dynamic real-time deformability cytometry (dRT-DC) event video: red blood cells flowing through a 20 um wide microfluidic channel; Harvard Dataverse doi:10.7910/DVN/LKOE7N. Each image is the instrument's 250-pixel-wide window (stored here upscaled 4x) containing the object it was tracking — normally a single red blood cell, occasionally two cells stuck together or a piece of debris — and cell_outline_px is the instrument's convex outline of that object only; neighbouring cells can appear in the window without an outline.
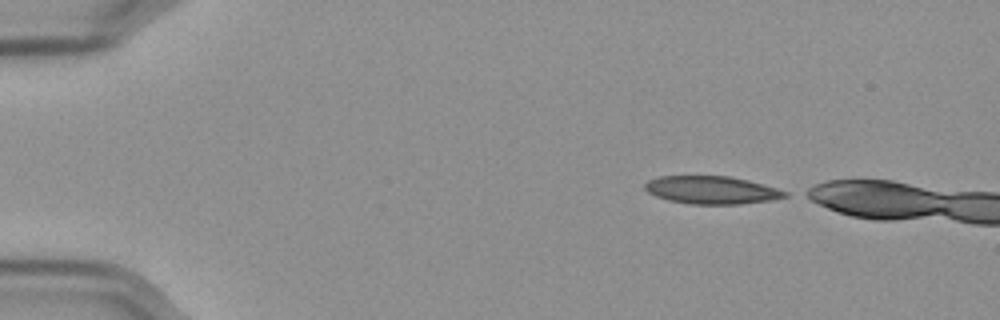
{"species": "Egyptian fruit bat (a non-hibernating species)", "species_latin": "Rousettus aegyptiacus", "temperature_condition": "cold", "stored_images_in_passage": 10, "camera_frame_rate_fps": 3000, "um_per_image_px": 0.085, "frame": {"image": 1, "passage_image": 1, "time_ms": 0.0, "image_size_px": [1000, 320], "cell_outline_px": [[788, 196], [768, 200], [740, 204], [692, 204], [668, 200], [656, 196], [648, 192], [644, 188], [644, 184], [648, 180], [660, 176], [728, 176], [748, 180], [776, 188], [788, 192]], "centroid_in_image_um": [60.46, 16.15], "position_along_channel_um": 24.5, "area_um2": 22.54}}